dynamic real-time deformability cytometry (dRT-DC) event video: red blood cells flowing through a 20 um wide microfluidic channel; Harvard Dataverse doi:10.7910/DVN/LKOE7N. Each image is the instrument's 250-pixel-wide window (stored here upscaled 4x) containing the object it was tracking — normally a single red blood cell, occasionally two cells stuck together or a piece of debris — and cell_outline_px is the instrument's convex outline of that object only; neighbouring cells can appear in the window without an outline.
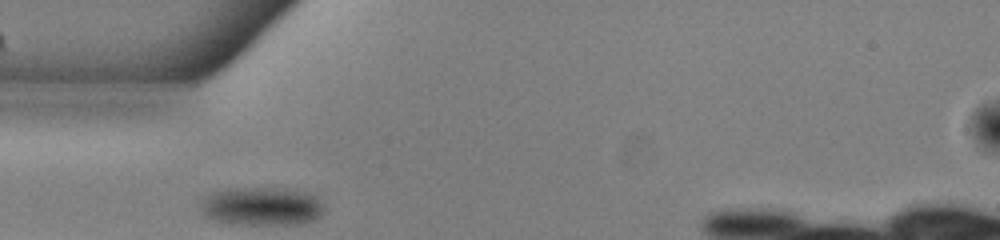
{"species": "common noctule bat (a hibernating species)", "species_latin": "Nyctalus noctula", "temperature_condition": "warm", "stored_images_in_passage": 29, "camera_frame_rate_fps": 3000, "um_per_image_px": 0.085, "animal": {"sex": "male", "body_mass_g": 13.0, "forearm_length_mm": 53.1}, "frame": {"image": 1, "passage_image": 1, "time_ms": 0.0, "image_size_px": [1000, 240], "cell_outline_px": [[324, 212], [316, 220], [300, 224], [228, 224], [204, 216], [200, 212], [200, 204], [204, 196], [212, 192], [224, 188], [288, 188], [308, 192], [316, 196], [324, 204]], "centroid_in_image_um": [22.25, 17.53], "position_along_channel_um": 62.8, "area_um2": 28.38}}
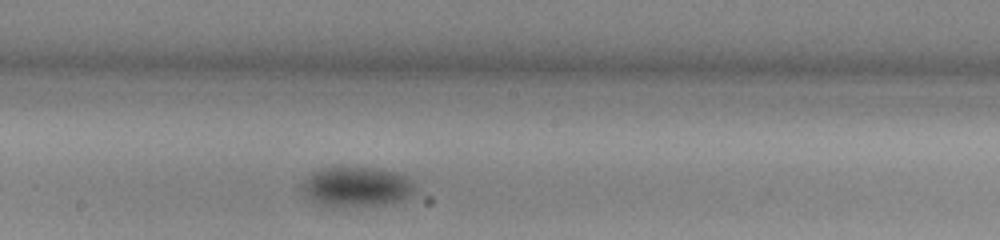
{"frame": {"image": 2, "passage_image": 13, "time_ms": 4.0, "image_size_px": [1000, 240], "cell_outline_px": [[416, 192], [412, 196], [404, 200], [384, 204], [332, 208], [320, 204], [312, 200], [300, 188], [300, 184], [308, 176], [324, 168], [372, 168], [392, 172], [404, 176], [412, 180], [416, 188]], "centroid_in_image_um": [30.33, 15.91], "position_along_channel_um": 217.9, "area_um2": 26.18}}
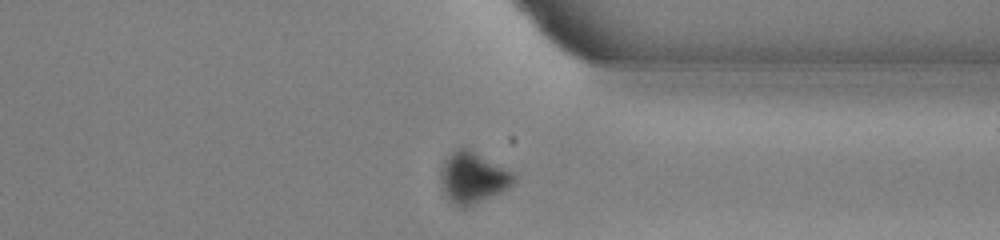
{"frame": {"image": 3, "passage_image": 25, "time_ms": 8.0, "image_size_px": [1000, 240], "cell_outline_px": [[516, 180], [508, 188], [476, 204], [464, 208], [460, 208], [448, 200], [444, 192], [440, 180], [440, 168], [448, 156], [452, 152], [460, 148], [468, 148], [512, 172], [516, 176]], "centroid_in_image_um": [40.17, 15.13], "position_along_channel_um": 371.2, "area_um2": 21.62}, "authors_computed_cell_mechanics": {"area_um2": 26.2412, "velocity_mm_per_s": 3.9093, "shape_relaxation_time_tau1_ms": 4.933, "shape_relaxation_time_tau2_ms": null, "deformation_change_tau1": 0.0883, "deformation_change_tau2": null}}